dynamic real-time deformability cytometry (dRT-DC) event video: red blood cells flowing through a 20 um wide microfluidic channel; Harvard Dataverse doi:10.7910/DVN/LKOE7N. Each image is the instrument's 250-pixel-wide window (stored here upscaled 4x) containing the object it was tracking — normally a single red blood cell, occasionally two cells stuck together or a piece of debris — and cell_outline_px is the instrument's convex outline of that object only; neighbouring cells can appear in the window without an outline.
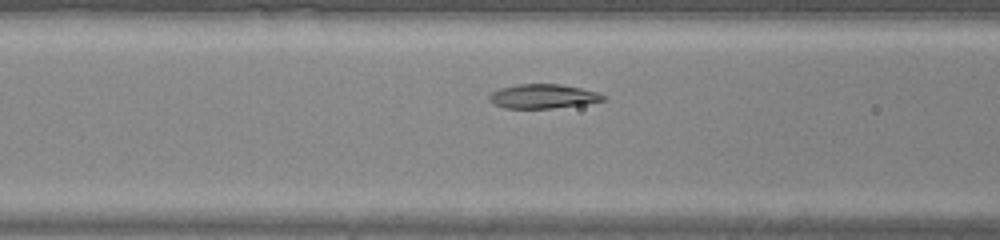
{"species": "common noctule bat (a hibernating species)", "species_latin": "Nyctalus noctula", "temperature_condition": "warm", "stored_images_in_passage": 32, "camera_frame_rate_fps": 3000, "um_per_image_px": 0.085, "animal": {"sex": "male", "body_mass_g": 20.0, "forearm_length_mm": 53.3}, "frame": {"image": 1, "passage_image": 4, "time_ms": 1.0, "image_size_px": [1000, 240], "cell_outline_px": [[608, 100], [584, 104], [552, 108], [504, 108], [488, 100], [488, 96], [492, 92], [500, 88], [520, 84], [560, 84], [580, 88], [596, 92], [608, 96]], "centroid_in_image_um": [46.19, 8.19], "position_along_channel_um": 120.4, "area_um2": 16.07}}
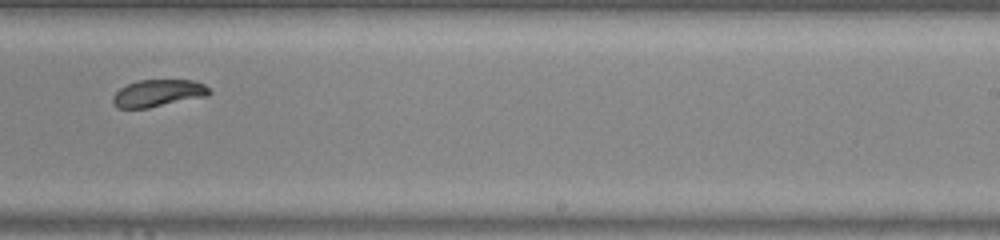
{"frame": {"image": 2, "passage_image": 15, "time_ms": 4.667, "image_size_px": [1000, 240], "cell_outline_px": [[212, 92], [208, 96], [148, 108], [116, 108], [112, 104], [112, 96], [120, 88], [128, 84], [140, 80], [196, 80], [204, 84]], "centroid_in_image_um": [13.44, 7.92], "position_along_channel_um": 275.6, "area_um2": 15.37}}
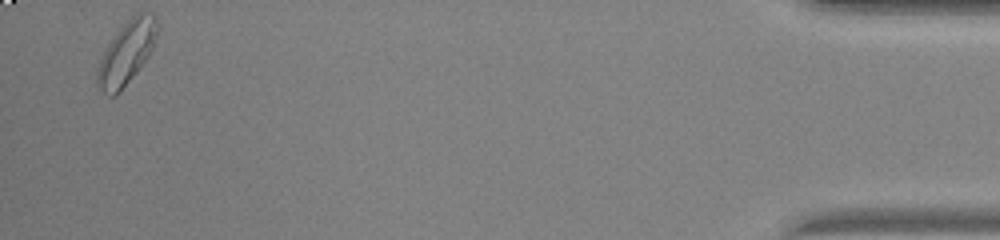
{"frame": {"image": 3, "passage_image": 31, "time_ms": 10.0, "image_size_px": [1000, 240], "cell_outline_px": [[160, 28], [152, 48], [148, 56], [136, 72], [120, 92], [112, 96], [108, 96], [96, 84], [96, 68], [108, 44], [120, 28], [136, 12], [152, 12], [156, 16], [160, 24]], "centroid_in_image_um": [10.79, 4.44], "position_along_channel_um": 424.4, "area_um2": 22.08}}